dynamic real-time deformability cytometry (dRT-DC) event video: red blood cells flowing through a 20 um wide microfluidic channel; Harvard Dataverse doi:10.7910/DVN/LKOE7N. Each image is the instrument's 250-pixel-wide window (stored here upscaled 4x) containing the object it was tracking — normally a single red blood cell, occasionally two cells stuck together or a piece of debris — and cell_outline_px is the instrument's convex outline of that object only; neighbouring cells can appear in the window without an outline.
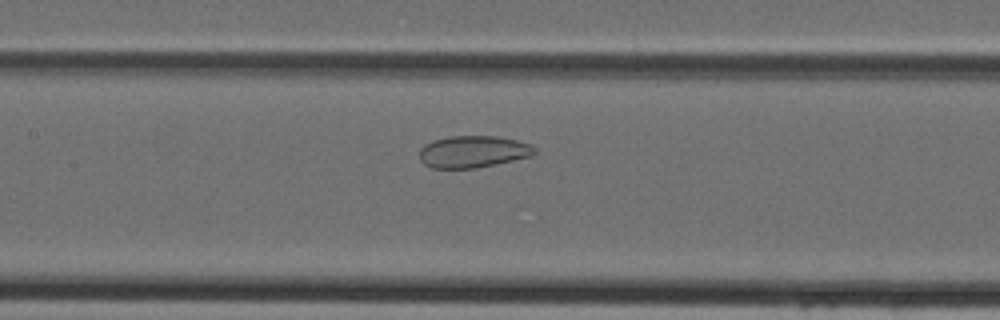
{"species": "Egyptian fruit bat (a non-hibernating species)", "species_latin": "Rousettus aegyptiacus", "temperature_condition": "cold", "stored_images_in_passage": 30, "camera_frame_rate_fps": 3000, "um_per_image_px": 0.085, "animal": {"sex": "female"}, "frame": {"image": 1, "passage_image": 8, "time_ms": 2.333, "image_size_px": [1000, 320], "cell_outline_px": [[536, 152], [532, 156], [496, 164], [476, 168], [432, 168], [424, 164], [420, 160], [420, 148], [424, 144], [432, 140], [448, 136], [496, 136], [516, 140], [528, 144], [536, 148]], "centroid_in_image_um": [40.19, 12.89], "position_along_channel_um": 167.2, "area_um2": 21.5}}
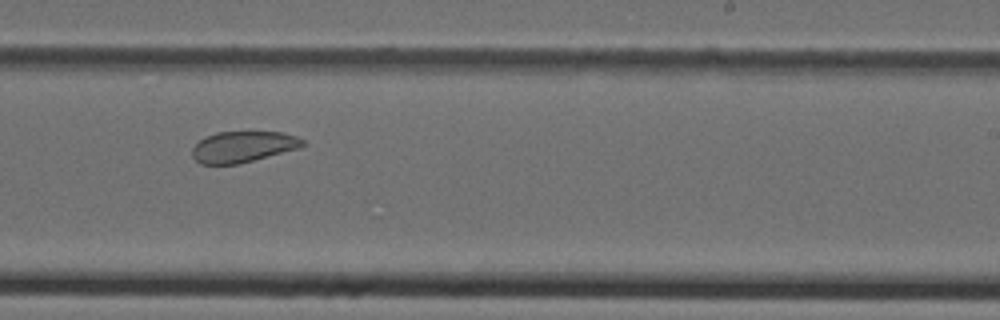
{"frame": {"image": 2, "passage_image": 15, "time_ms": 4.667, "image_size_px": [1000, 320], "cell_outline_px": [[304, 144], [300, 148], [236, 164], [200, 164], [192, 156], [192, 148], [200, 140], [216, 132], [280, 132], [296, 136], [304, 140]], "centroid_in_image_um": [20.64, 12.47], "position_along_channel_um": 268.4, "area_um2": 19.71}}
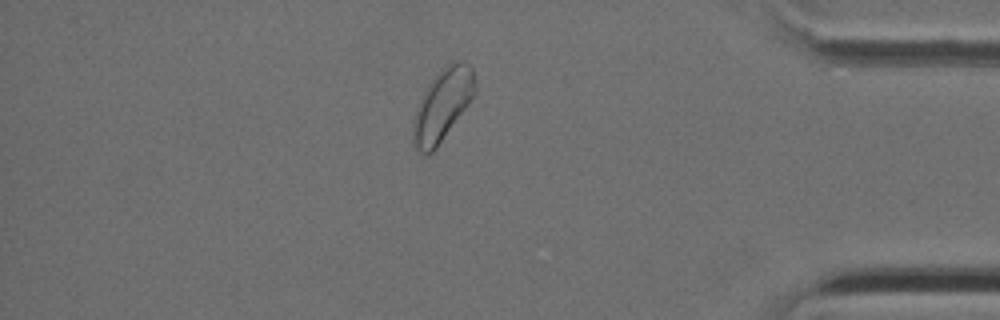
{"frame": {"image": 3, "passage_image": 26, "time_ms": 8.333, "image_size_px": [1000, 320], "cell_outline_px": [[476, 92], [468, 104], [436, 148], [428, 156], [424, 156], [412, 144], [412, 124], [416, 108], [428, 84], [440, 68], [456, 60], [464, 60], [472, 68], [476, 80]], "centroid_in_image_um": [37.6, 8.92], "position_along_channel_um": 397.6, "area_um2": 26.13}}